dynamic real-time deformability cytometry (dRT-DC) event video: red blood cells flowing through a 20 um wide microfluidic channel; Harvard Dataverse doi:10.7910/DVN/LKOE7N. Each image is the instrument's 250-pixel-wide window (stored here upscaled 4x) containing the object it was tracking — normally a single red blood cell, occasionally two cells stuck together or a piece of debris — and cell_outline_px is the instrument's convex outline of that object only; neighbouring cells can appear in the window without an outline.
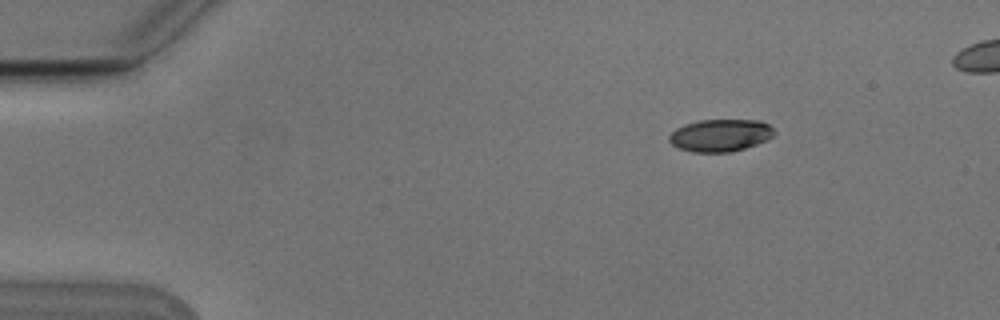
{"species": "Egyptian fruit bat (a non-hibernating species)", "species_latin": "Rousettus aegyptiacus", "temperature_condition": "cold", "stored_images_in_passage": 6, "camera_frame_rate_fps": 3000, "um_per_image_px": 0.085, "animal": {"sex": "male"}, "frame": {"image": 1, "passage_image": 1, "time_ms": 0.0, "image_size_px": [1000, 320], "cell_outline_px": [[776, 132], [768, 140], [744, 148], [728, 152], [692, 152], [680, 148], [672, 144], [668, 140], [668, 136], [676, 128], [684, 124], [700, 120], [760, 120], [768, 124]], "centroid_in_image_um": [61.22, 11.49], "position_along_channel_um": 23.8, "area_um2": 19.77}}
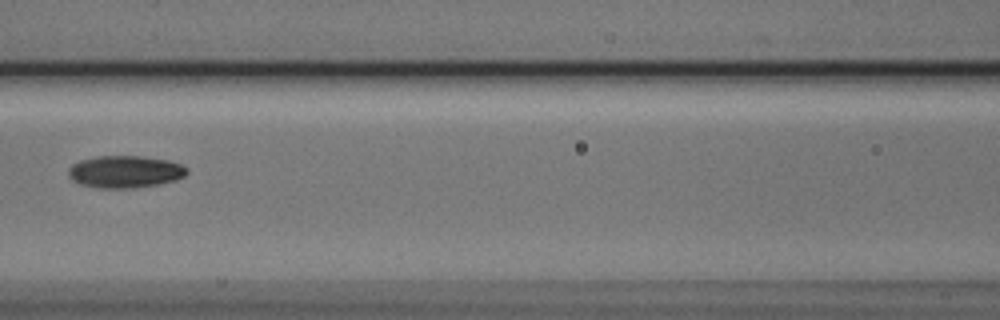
{"frame": {"image": 2, "passage_image": 6, "time_ms": 1.667, "image_size_px": [1000, 320], "cell_outline_px": [[188, 172], [184, 176], [176, 180], [156, 184], [128, 188], [100, 188], [80, 184], [72, 180], [68, 176], [68, 168], [72, 164], [80, 160], [96, 156], [140, 156], [168, 160], [180, 164], [188, 168]], "centroid_in_image_um": [10.6, 14.59], "position_along_channel_um": 156.0, "area_um2": 22.2}}